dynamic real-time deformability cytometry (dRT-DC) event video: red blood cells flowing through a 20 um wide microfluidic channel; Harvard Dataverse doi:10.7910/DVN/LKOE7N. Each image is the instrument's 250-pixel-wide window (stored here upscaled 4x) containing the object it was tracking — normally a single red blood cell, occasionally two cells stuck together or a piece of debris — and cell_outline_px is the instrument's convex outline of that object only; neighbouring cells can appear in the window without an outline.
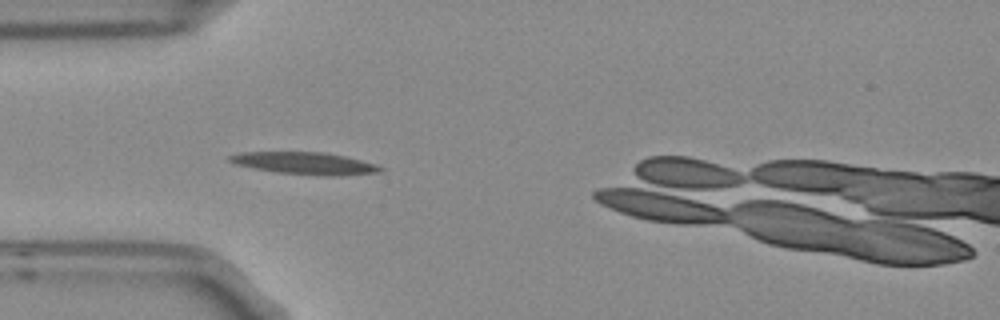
{"species": "Egyptian fruit bat (a non-hibernating species)", "species_latin": "Rousettus aegyptiacus", "temperature_condition": "room temperature", "stored_images_in_passage": 5, "camera_frame_rate_fps": 3000, "um_per_image_px": 0.085, "frame": {"image": 1, "passage_image": 4, "time_ms": 1.0, "image_size_px": [1000, 320], "cell_outline_px": [[384, 168], [380, 172], [344, 176], [324, 176], [276, 172], [252, 168], [236, 164], [228, 160], [228, 156], [240, 152], [324, 152], [344, 156], [376, 164]], "centroid_in_image_um": [25.93, 13.89], "position_along_channel_um": 59.1, "area_um2": 19.54}}